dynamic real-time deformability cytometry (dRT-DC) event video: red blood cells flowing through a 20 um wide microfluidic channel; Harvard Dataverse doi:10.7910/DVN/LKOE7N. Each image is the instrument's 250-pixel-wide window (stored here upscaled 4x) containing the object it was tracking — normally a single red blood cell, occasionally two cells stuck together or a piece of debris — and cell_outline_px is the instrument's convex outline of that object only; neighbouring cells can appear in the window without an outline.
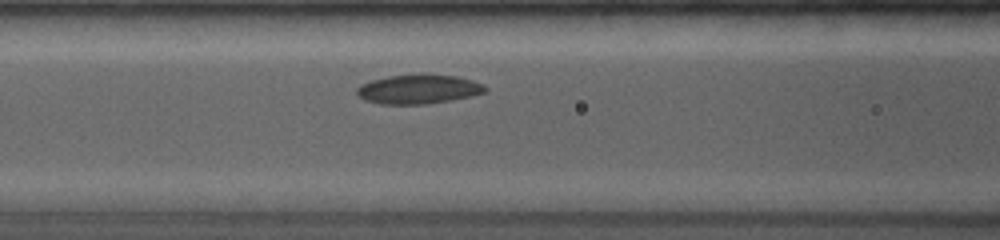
{"species": "common noctule bat (a hibernating species)", "species_latin": "Nyctalus noctula", "temperature_condition": "room temperature", "stored_images_in_passage": 22, "camera_frame_rate_fps": 4000, "um_per_image_px": 0.085, "animal": {"sex": "female", "body_mass_g": 19.0, "forearm_length_mm": 53.3}, "frame": {"image": 1, "passage_image": 7, "time_ms": 1.75, "image_size_px": [1000, 240], "cell_outline_px": [[488, 88], [484, 92], [472, 96], [452, 100], [428, 104], [380, 104], [364, 100], [356, 92], [356, 88], [360, 84], [368, 80], [388, 76], [424, 72], [456, 76], [472, 80], [484, 84]], "centroid_in_image_um": [35.56, 7.55], "position_along_channel_um": 131.0, "area_um2": 22.54}}
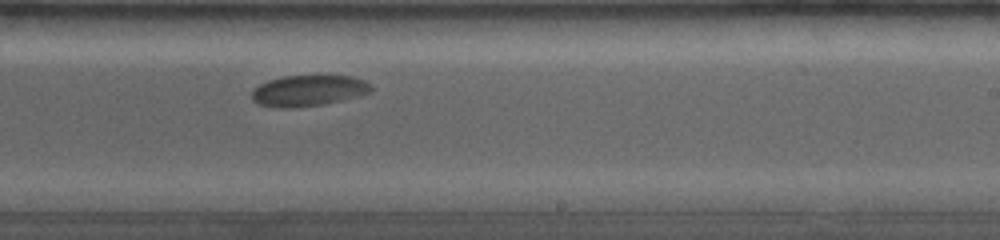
{"frame": {"image": 2, "passage_image": 22, "time_ms": 5.25, "image_size_px": [1000, 240], "cell_outline_px": [[372, 92], [324, 104], [288, 108], [284, 108], [256, 104], [252, 100], [252, 92], [260, 84], [268, 80], [284, 76], [352, 76], [364, 80], [372, 88]], "centroid_in_image_um": [26.19, 7.7], "position_along_channel_um": 262.8, "area_um2": 21.27}}